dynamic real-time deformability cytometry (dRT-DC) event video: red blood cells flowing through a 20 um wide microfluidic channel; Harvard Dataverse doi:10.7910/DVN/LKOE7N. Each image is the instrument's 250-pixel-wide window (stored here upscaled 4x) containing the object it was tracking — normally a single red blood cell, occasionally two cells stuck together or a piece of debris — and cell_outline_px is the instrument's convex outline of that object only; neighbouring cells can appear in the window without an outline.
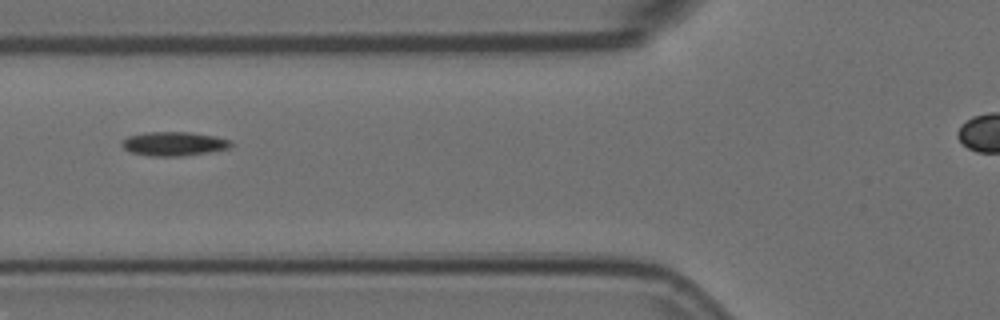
{"species": "Egyptian fruit bat (a non-hibernating species)", "species_latin": "Rousettus aegyptiacus", "temperature_condition": "room temperature", "stored_images_in_passage": 4, "segment_of_instrument_passage": [1, 2], "camera_frame_rate_fps": 3000, "um_per_image_px": 0.085, "animal": {"sex": "female"}, "frame": {"image": 1, "passage_image": 3, "time_ms": 0.667, "image_size_px": [1000, 320], "cell_outline_px": [[232, 144], [228, 148], [208, 152], [184, 156], [152, 156], [132, 152], [124, 148], [120, 144], [128, 136], [148, 132], [188, 132], [216, 136], [232, 140]], "centroid_in_image_um": [14.8, 12.21], "position_along_channel_um": 111.0, "area_um2": 15.14}}